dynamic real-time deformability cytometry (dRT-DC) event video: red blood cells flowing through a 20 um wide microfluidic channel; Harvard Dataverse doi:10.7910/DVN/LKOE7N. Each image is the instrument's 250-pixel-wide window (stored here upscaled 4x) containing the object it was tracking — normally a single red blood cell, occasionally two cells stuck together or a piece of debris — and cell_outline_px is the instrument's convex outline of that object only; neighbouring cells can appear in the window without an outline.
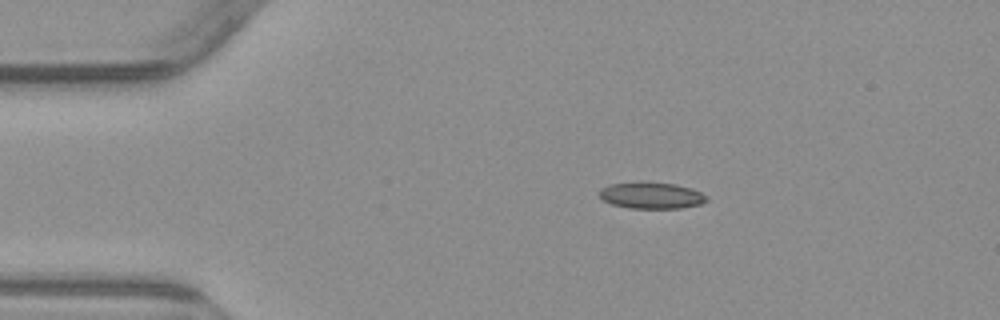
{"species": "common noctule bat (a hibernating species)", "species_latin": "Nyctalus noctula", "temperature_condition": "warm", "stored_images_in_passage": 7, "camera_frame_rate_fps": 3000, "um_per_image_px": 0.085, "animal": {"sex": "male", "body_mass_g": 23.1, "forearm_length_mm": 52.7}, "frame": {"image": 1, "passage_image": 2, "time_ms": 1.333, "image_size_px": [1000, 320], "cell_outline_px": [[708, 200], [700, 204], [680, 208], [628, 208], [612, 204], [604, 200], [600, 196], [600, 188], [608, 184], [640, 180], [648, 180], [676, 184], [692, 188], [708, 196]], "centroid_in_image_um": [55.36, 16.57], "position_along_channel_um": 29.6, "area_um2": 17.05}}
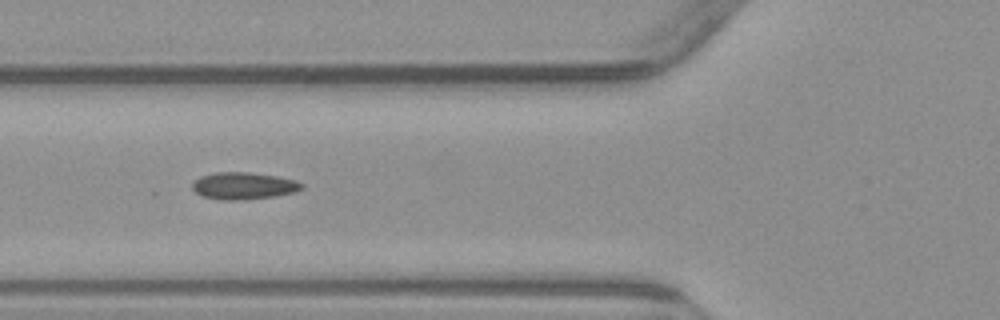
{"frame": {"image": 2, "passage_image": 5, "time_ms": 4.667, "image_size_px": [1000, 320], "cell_outline_px": [[304, 188], [296, 192], [276, 196], [244, 200], [224, 200], [204, 196], [196, 192], [192, 188], [192, 180], [200, 176], [216, 172], [248, 172], [276, 176], [296, 180], [304, 184]], "centroid_in_image_um": [20.73, 15.79], "position_along_channel_um": 105.1, "area_um2": 17.4}}
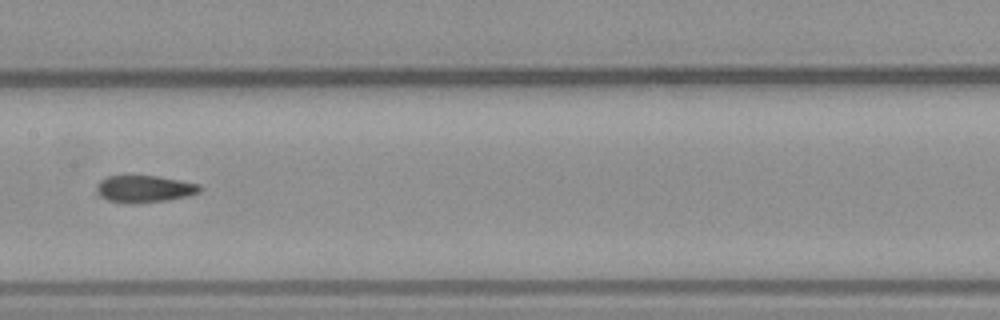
{"frame": {"image": 3, "passage_image": 7, "time_ms": 7.0, "image_size_px": [1000, 320], "cell_outline_px": [[204, 188], [200, 192], [188, 196], [168, 200], [128, 204], [108, 200], [96, 196], [96, 184], [100, 180], [108, 176], [156, 176], [180, 180], [200, 184]], "centroid_in_image_um": [12.26, 16.06], "position_along_channel_um": 195.1, "area_um2": 16.53}}